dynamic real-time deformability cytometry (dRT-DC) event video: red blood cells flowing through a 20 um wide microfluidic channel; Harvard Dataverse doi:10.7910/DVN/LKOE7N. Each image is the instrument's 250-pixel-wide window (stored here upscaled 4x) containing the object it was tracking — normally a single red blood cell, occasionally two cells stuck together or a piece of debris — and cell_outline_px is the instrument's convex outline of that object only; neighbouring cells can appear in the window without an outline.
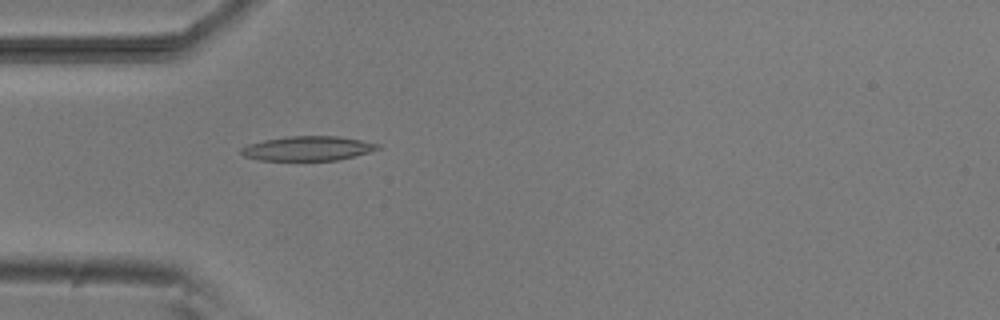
{"species": "common noctule bat (a hibernating species)", "species_latin": "Nyctalus noctula", "temperature_condition": "room temperature", "stored_images_in_passage": 2, "camera_frame_rate_fps": 3000, "um_per_image_px": 0.085, "animal": {"sex": "male", "body_mass_g": 20.5, "forearm_length_mm": 52.5}, "frame": {"image": 1, "passage_image": 2, "time_ms": 1.333, "image_size_px": [1000, 320], "cell_outline_px": [[380, 148], [368, 152], [336, 160], [260, 160], [244, 156], [240, 152], [240, 148], [248, 144], [264, 140], [288, 136], [340, 136], [380, 144]], "centroid_in_image_um": [26.13, 12.61], "position_along_channel_um": 58.9, "area_um2": 19.31}}